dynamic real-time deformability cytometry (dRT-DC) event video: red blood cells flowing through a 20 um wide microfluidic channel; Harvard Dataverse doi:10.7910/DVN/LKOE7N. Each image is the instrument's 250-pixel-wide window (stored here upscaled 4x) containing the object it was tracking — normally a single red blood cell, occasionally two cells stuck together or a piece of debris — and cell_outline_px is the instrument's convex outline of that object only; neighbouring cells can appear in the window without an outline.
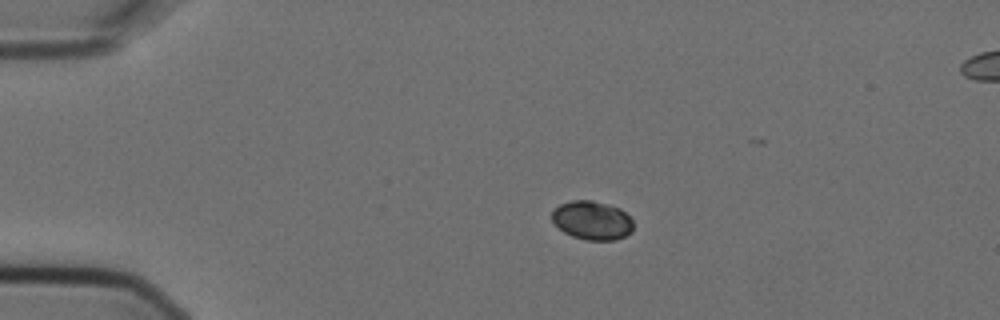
{"species": "Egyptian fruit bat (a non-hibernating species)", "species_latin": "Rousettus aegyptiacus", "temperature_condition": "cold", "stored_images_in_passage": 5, "segment_of_instrument_passage": [1, 2], "camera_frame_rate_fps": 3000, "um_per_image_px": 0.085, "animal": {"sex": "female"}, "frame": {"image": 1, "passage_image": 3, "time_ms": 0.667, "image_size_px": [1000, 320], "cell_outline_px": [[632, 232], [616, 240], [584, 240], [572, 236], [564, 232], [552, 220], [552, 212], [560, 204], [572, 200], [592, 200], [620, 208], [632, 220]], "centroid_in_image_um": [50.33, 18.73], "position_along_channel_um": 34.7, "area_um2": 18.26}}